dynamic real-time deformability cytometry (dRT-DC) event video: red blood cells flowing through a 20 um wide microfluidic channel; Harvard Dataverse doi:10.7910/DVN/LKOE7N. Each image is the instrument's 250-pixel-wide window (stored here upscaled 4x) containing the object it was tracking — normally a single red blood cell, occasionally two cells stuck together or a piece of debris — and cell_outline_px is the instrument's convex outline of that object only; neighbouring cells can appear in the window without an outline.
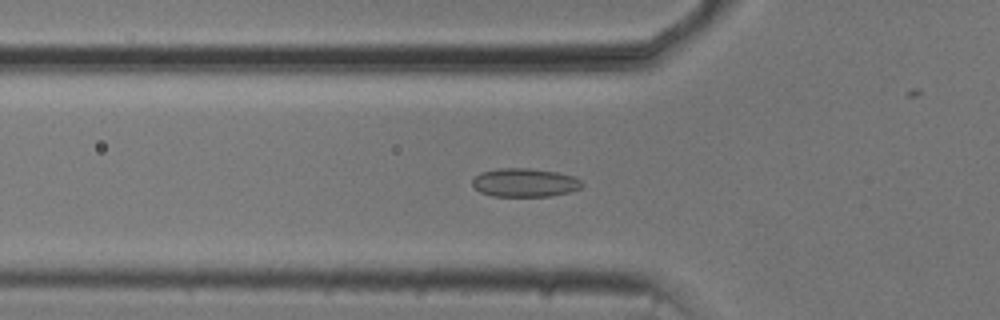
{"species": "common noctule bat (a hibernating species)", "species_latin": "Nyctalus noctula", "temperature_condition": "cold", "stored_images_in_passage": 21, "camera_frame_rate_fps": 3000, "um_per_image_px": 0.085, "animal": {"sex": "male", "body_mass_g": 20.5, "forearm_length_mm": 52.5}, "frame": {"image": 1, "passage_image": 8, "time_ms": 2.333, "image_size_px": [1000, 320], "cell_outline_px": [[584, 184], [580, 188], [568, 192], [552, 196], [492, 196], [480, 192], [472, 184], [472, 180], [480, 172], [500, 168], [528, 168], [556, 172], [576, 176]], "centroid_in_image_um": [44.61, 15.52], "position_along_channel_um": 81.2, "area_um2": 18.26}}
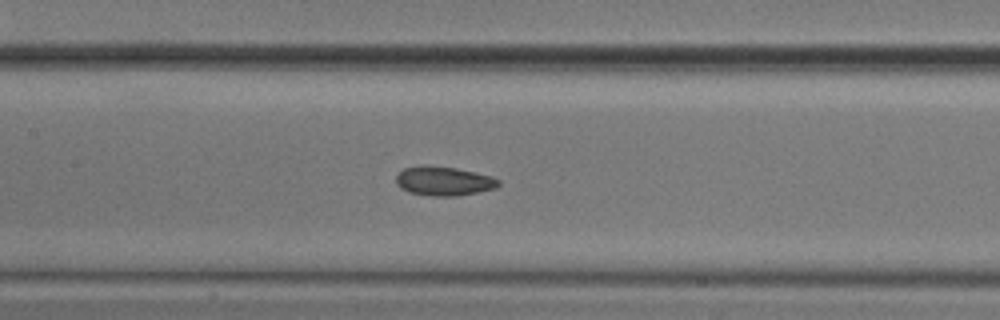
{"frame": {"image": 2, "passage_image": 15, "time_ms": 4.667, "image_size_px": [1000, 320], "cell_outline_px": [[500, 184], [496, 188], [456, 196], [432, 196], [408, 192], [396, 184], [396, 176], [404, 168], [420, 164], [424, 164], [456, 168], [492, 176], [500, 180]], "centroid_in_image_um": [37.7, 15.37], "position_along_channel_um": 169.7, "area_um2": 17.51}}
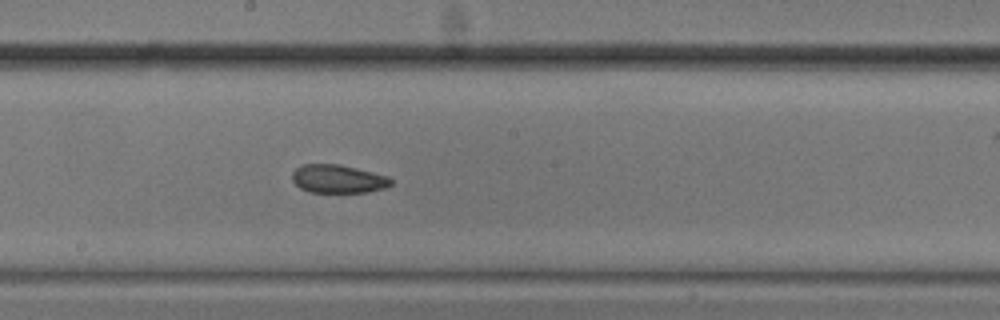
{"frame": {"image": 3, "passage_image": 19, "time_ms": 6.0, "image_size_px": [1000, 320], "cell_outline_px": [[392, 184], [388, 188], [368, 192], [308, 192], [300, 188], [292, 180], [292, 172], [296, 168], [304, 164], [340, 164], [388, 176], [392, 180]], "centroid_in_image_um": [28.75, 15.21], "position_along_channel_um": 219.5, "area_um2": 16.42}}